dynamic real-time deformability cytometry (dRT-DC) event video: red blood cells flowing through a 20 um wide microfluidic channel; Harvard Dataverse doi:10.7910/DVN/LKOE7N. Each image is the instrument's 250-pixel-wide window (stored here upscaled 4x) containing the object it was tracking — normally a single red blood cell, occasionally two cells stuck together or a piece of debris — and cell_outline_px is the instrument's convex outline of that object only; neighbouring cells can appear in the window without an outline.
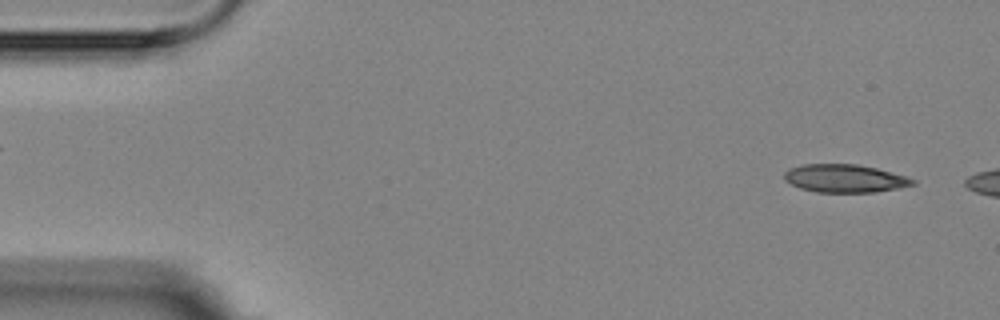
{"species": "Egyptian fruit bat (a non-hibernating species)", "species_latin": "Rousettus aegyptiacus", "temperature_condition": "room temperature", "stored_images_in_passage": 3, "segment_of_instrument_passage": [2, 2], "camera_frame_rate_fps": 3000, "um_per_image_px": 0.085, "animal": {"sex": "female"}, "frame": {"image": 1, "passage_image": 3, "time_ms": 3.0, "image_size_px": [1000, 320], "cell_outline_px": [[916, 184], [876, 192], [816, 192], [800, 188], [784, 180], [784, 172], [788, 168], [800, 164], [856, 164], [876, 168], [904, 176], [916, 180]], "centroid_in_image_um": [71.76, 15.16], "position_along_channel_um": 13.2, "area_um2": 20.92}}